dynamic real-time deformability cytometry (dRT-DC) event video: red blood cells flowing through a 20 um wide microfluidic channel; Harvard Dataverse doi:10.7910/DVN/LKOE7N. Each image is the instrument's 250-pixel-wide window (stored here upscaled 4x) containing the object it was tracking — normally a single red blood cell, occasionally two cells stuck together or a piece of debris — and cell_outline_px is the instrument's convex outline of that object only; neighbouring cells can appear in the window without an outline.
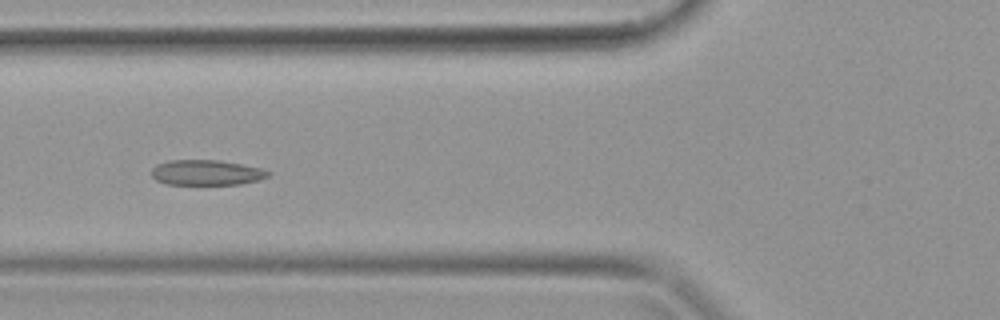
{"species": "common noctule bat (a hibernating species)", "species_latin": "Nyctalus noctula", "temperature_condition": "warm", "stored_images_in_passage": 38, "camera_frame_rate_fps": 3000, "um_per_image_px": 0.085, "animal": {"sex": "female", "body_mass_g": 19.9}, "frame": {"image": 1, "passage_image": 14, "time_ms": 4.333, "image_size_px": [1000, 320], "cell_outline_px": [[272, 172], [268, 176], [260, 180], [240, 184], [164, 184], [156, 180], [152, 176], [152, 168], [156, 164], [168, 160], [220, 160], [260, 168]], "centroid_in_image_um": [17.53, 14.67], "position_along_channel_um": 108.3, "area_um2": 17.22}}
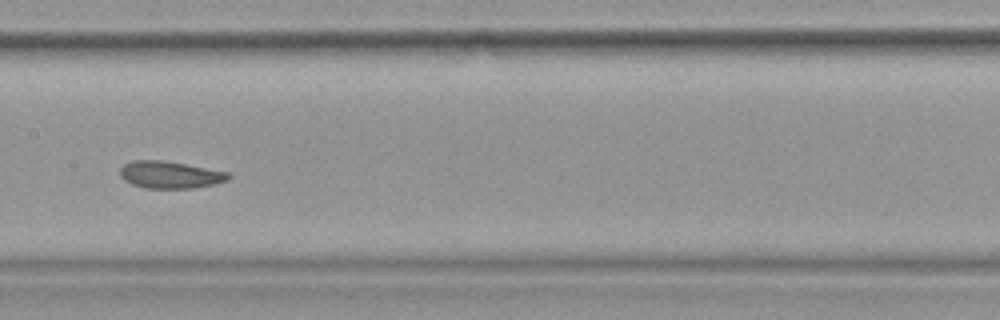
{"frame": {"image": 2, "passage_image": 19, "time_ms": 6.0, "image_size_px": [1000, 320], "cell_outline_px": [[232, 176], [228, 180], [212, 184], [192, 188], [148, 188], [132, 184], [124, 180], [120, 176], [120, 168], [124, 164], [132, 160], [160, 160], [184, 164], [228, 172]], "centroid_in_image_um": [14.43, 14.85], "position_along_channel_um": 193.0, "area_um2": 16.94}}
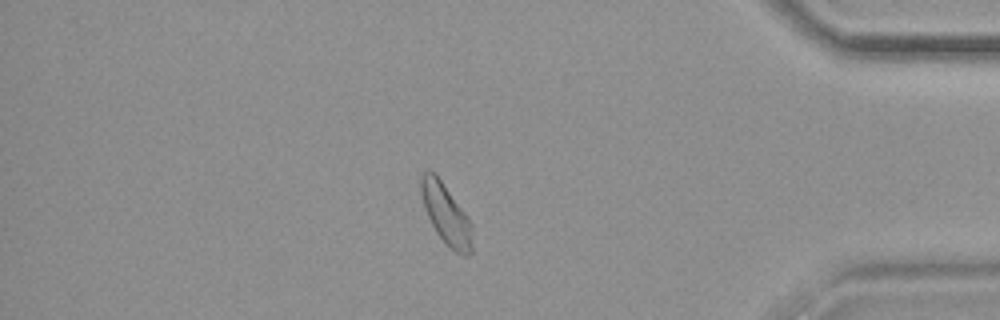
{"frame": {"image": 3, "passage_image": 33, "time_ms": 10.667, "image_size_px": [1000, 320], "cell_outline_px": [[472, 252], [468, 256], [464, 256], [456, 252], [444, 244], [436, 232], [424, 208], [420, 192], [420, 176], [428, 168], [436, 172], [468, 216], [472, 224]], "centroid_in_image_um": [37.91, 18.17], "position_along_channel_um": 397.3, "area_um2": 18.55}}